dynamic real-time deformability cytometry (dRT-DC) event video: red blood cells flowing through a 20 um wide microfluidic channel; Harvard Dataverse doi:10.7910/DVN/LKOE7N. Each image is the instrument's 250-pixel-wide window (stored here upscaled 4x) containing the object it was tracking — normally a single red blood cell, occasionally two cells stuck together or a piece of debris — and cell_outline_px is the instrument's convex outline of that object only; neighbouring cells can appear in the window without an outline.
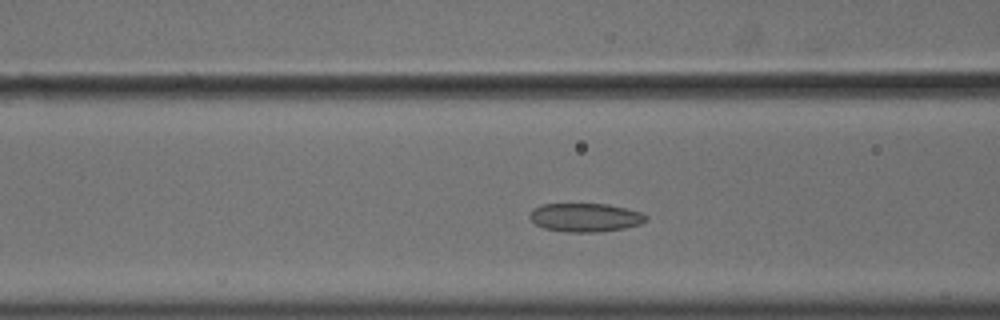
{"species": "common noctule bat (a hibernating species)", "species_latin": "Nyctalus noctula", "temperature_condition": "cold", "stored_images_in_passage": 46, "camera_frame_rate_fps": 3000, "um_per_image_px": 0.085, "animal": {"sex": "male", "body_mass_g": 18.8}, "frame": {"image": 1, "passage_image": 13, "time_ms": 4.0, "image_size_px": [1000, 320], "cell_outline_px": [[648, 220], [640, 224], [624, 228], [600, 232], [564, 232], [544, 228], [536, 224], [528, 216], [532, 208], [540, 204], [608, 204], [628, 208], [640, 212], [648, 216]], "centroid_in_image_um": [49.75, 18.48], "position_along_channel_um": 116.9, "area_um2": 19.59}}
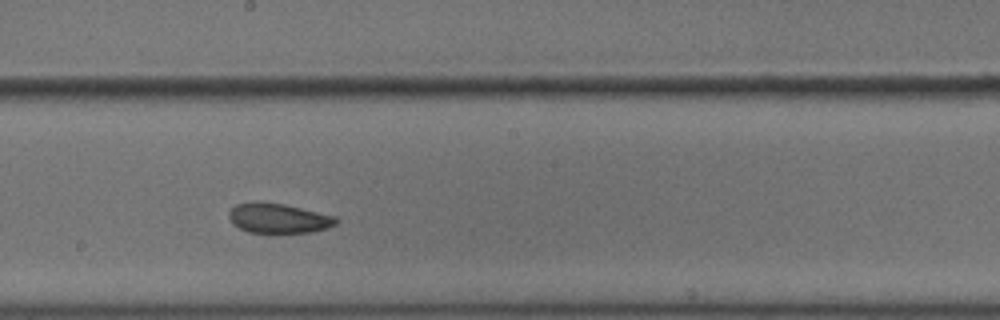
{"frame": {"image": 2, "passage_image": 22, "time_ms": 7.0, "image_size_px": [1000, 320], "cell_outline_px": [[336, 224], [328, 228], [312, 232], [248, 232], [232, 224], [228, 216], [228, 212], [236, 204], [256, 200], [284, 204], [336, 216]], "centroid_in_image_um": [23.63, 18.53], "position_along_channel_um": 224.6, "area_um2": 18.67}}
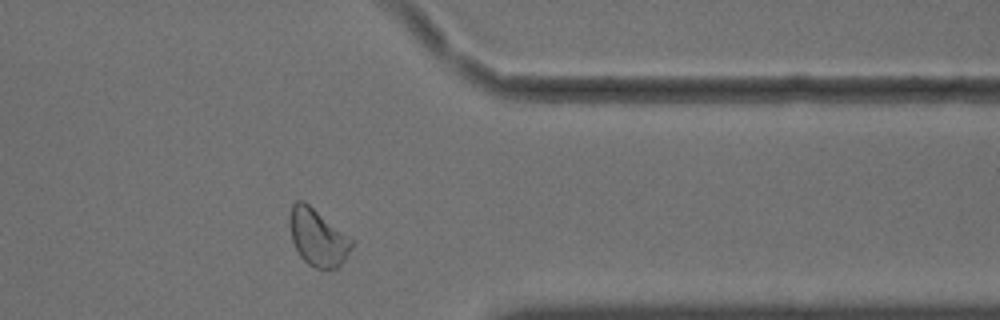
{"frame": {"image": 3, "passage_image": 36, "time_ms": 11.667, "image_size_px": [1000, 320], "cell_outline_px": [[356, 240], [352, 248], [344, 260], [336, 268], [316, 268], [308, 264], [300, 256], [292, 240], [288, 220], [288, 216], [292, 204], [296, 200], [304, 200]], "centroid_in_image_um": [27.02, 20.14], "position_along_channel_um": 384.4, "area_um2": 20.98}, "authors_computed_cell_mechanics": {"area_um2": 19.9988, "velocity_mm_per_s": 3.5837, "shape_relaxation_time_tau1_ms": null, "shape_relaxation_time_tau2_ms": 3.1291, "deformation_change_tau1": null, "deformation_change_tau2": 0.0742}}